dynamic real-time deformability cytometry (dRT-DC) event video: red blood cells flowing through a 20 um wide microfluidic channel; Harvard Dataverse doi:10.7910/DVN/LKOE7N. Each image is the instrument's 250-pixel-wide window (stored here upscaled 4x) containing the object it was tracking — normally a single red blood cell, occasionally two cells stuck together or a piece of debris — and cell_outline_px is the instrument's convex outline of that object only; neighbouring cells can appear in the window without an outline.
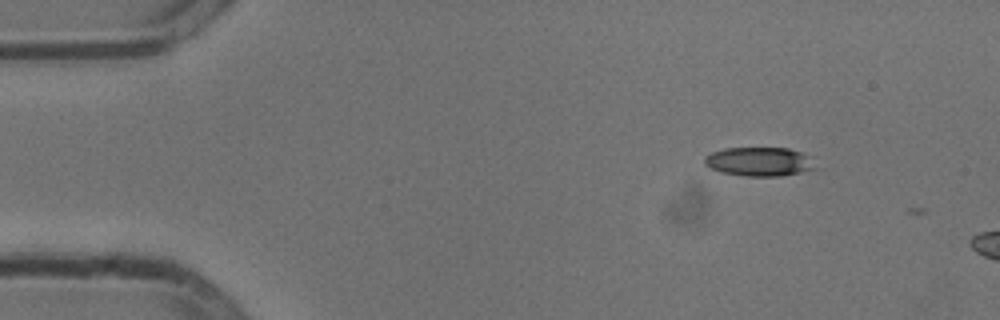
{"species": "common noctule bat (a hibernating species)", "species_latin": "Nyctalus noctula", "temperature_condition": "cold", "stored_images_in_passage": 2, "camera_frame_rate_fps": 3000, "um_per_image_px": 0.085, "animal": {"sex": "male", "body_mass_g": 13.3}, "frame": {"image": 1, "passage_image": 1, "time_ms": 0.0, "image_size_px": [1000, 320], "cell_outline_px": [[820, 168], [780, 176], [744, 176], [720, 172], [708, 168], [704, 164], [704, 156], [712, 152], [724, 148], [788, 148], [804, 152]], "centroid_in_image_um": [64.54, 13.74], "position_along_channel_um": 20.5, "area_um2": 19.02}}